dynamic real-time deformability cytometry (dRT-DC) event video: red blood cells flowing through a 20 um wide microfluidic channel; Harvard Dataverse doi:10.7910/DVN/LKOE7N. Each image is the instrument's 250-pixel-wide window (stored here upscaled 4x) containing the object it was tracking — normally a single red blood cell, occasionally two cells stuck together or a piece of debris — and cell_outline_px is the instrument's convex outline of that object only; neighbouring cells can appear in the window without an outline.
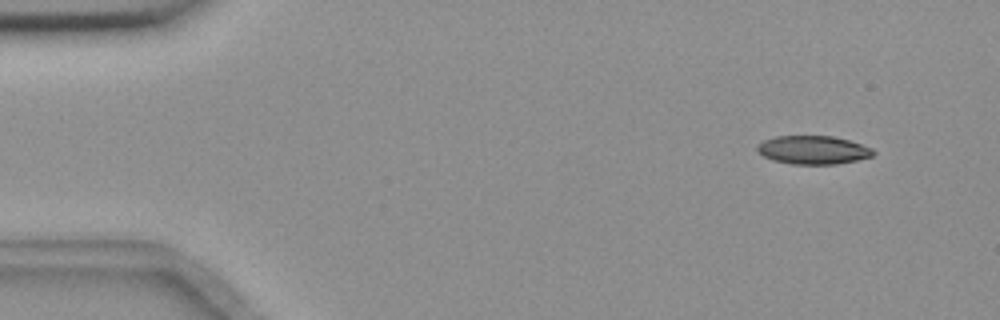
{"species": "common noctule bat (a hibernating species)", "species_latin": "Nyctalus noctula", "temperature_condition": "room temperature", "stored_images_in_passage": 54, "camera_frame_rate_fps": 3000, "um_per_image_px": 0.085, "animal": {"sex": "female", "body_mass_g": 18.4}, "frame": {"image": 1, "passage_image": 3, "time_ms": 0.667, "image_size_px": [1000, 320], "cell_outline_px": [[876, 152], [872, 156], [856, 160], [836, 164], [792, 164], [772, 160], [756, 152], [756, 144], [764, 140], [776, 136], [832, 136], [848, 140], [872, 148]], "centroid_in_image_um": [69.07, 12.74], "position_along_channel_um": 15.9, "area_um2": 19.25}}
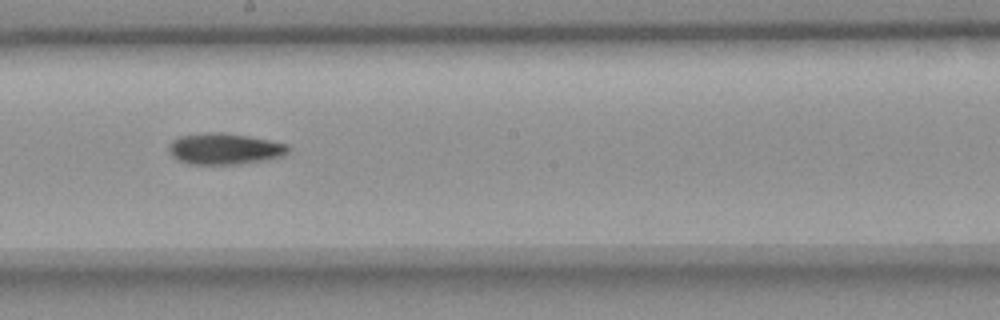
{"frame": {"image": 2, "passage_image": 29, "time_ms": 9.333, "image_size_px": [1000, 320], "cell_outline_px": [[288, 152], [280, 156], [268, 160], [232, 164], [188, 164], [172, 156], [168, 148], [168, 144], [172, 140], [180, 136], [204, 132], [224, 132], [248, 136], [288, 144]], "centroid_in_image_um": [19.05, 12.64], "position_along_channel_um": 229.1, "area_um2": 21.68}}
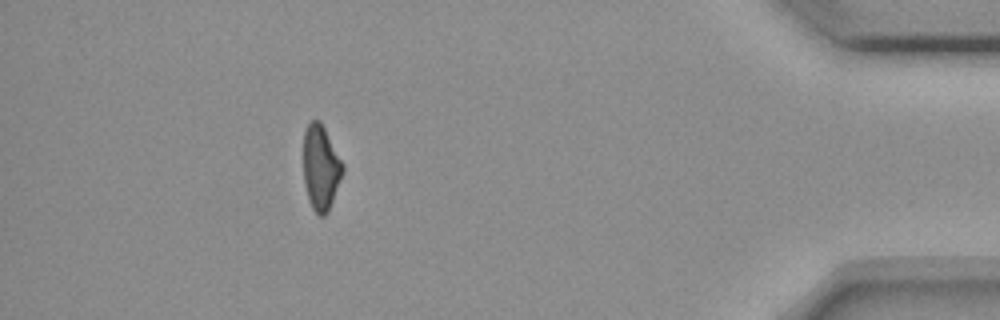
{"frame": {"image": 3, "passage_image": 48, "time_ms": 15.667, "image_size_px": [1000, 320], "cell_outline_px": [[344, 168], [328, 212], [324, 216], [320, 216], [312, 208], [308, 200], [304, 184], [304, 132], [308, 124], [312, 120], [320, 120], [344, 164]], "centroid_in_image_um": [27.26, 14.24], "position_along_channel_um": 407.9, "area_um2": 19.31}, "authors_computed_cell_mechanics": {"area_um2": 20.519, "velocity_mm_per_s": 3.6661, "shape_relaxation_time_tau1_ms": 7.6678, "shape_relaxation_time_tau2_ms": null, "deformation_change_tau1": 0.1828, "deformation_change_tau2": null}}